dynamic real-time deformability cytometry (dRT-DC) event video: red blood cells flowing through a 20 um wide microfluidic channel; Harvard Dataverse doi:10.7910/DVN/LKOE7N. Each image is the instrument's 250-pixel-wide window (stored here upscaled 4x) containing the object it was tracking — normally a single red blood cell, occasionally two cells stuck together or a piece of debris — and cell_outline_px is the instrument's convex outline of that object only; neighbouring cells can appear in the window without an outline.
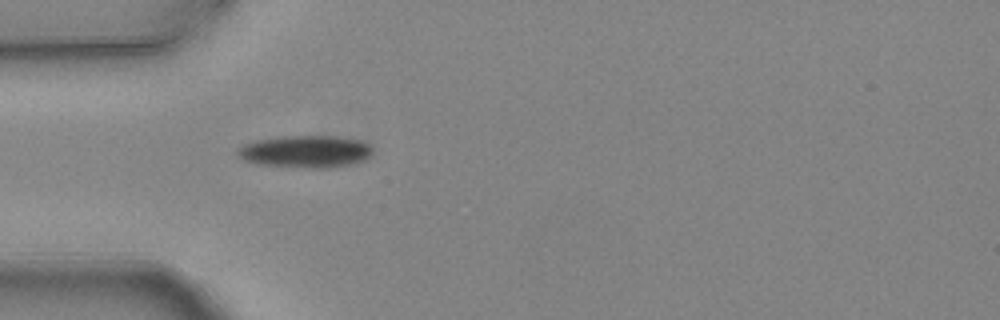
{"species": "common noctule bat (a hibernating species)", "species_latin": "Nyctalus noctula", "temperature_condition": "warm", "stored_images_in_passage": 5, "camera_frame_rate_fps": 3000, "um_per_image_px": 0.085, "animal": {"sex": "female", "body_mass_g": 24.6, "forearm_length_mm": 56.2}, "frame": {"image": 1, "passage_image": 5, "time_ms": 1.333, "image_size_px": [1000, 320], "cell_outline_px": [[372, 152], [364, 160], [348, 164], [328, 168], [308, 168], [260, 164], [244, 160], [236, 152], [244, 144], [256, 140], [284, 136], [332, 136], [360, 140], [368, 144], [372, 148]], "centroid_in_image_um": [25.97, 12.88], "position_along_channel_um": 59.0, "area_um2": 25.03}}